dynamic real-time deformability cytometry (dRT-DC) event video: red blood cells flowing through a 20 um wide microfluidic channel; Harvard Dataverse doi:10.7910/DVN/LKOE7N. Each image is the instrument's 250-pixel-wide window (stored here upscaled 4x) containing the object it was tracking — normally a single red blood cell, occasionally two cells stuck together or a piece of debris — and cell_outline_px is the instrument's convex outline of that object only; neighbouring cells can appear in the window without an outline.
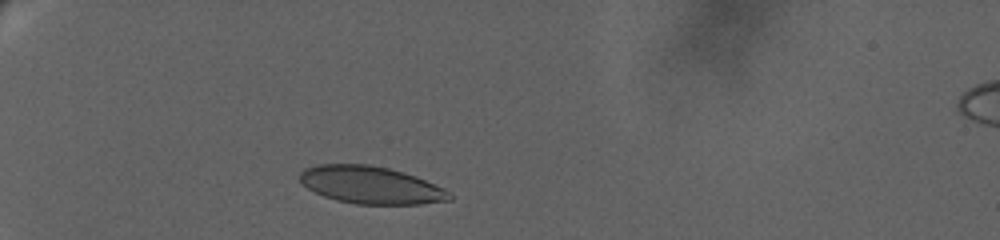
{"species": "human", "species_latin": "Homo sapiens", "temperature_condition": "warm", "stored_images_in_passage": 26, "camera_frame_rate_fps": 3000, "um_per_image_px": 0.085, "donor": {"sex": "female"}, "frame": {"image": 1, "passage_image": 1, "time_ms": 0.0, "image_size_px": [1000, 240], "cell_outline_px": [[452, 200], [420, 204], [356, 204], [336, 200], [324, 196], [308, 188], [300, 180], [300, 172], [304, 168], [316, 164], [368, 164], [388, 168], [404, 172], [416, 176], [444, 188], [452, 192]], "centroid_in_image_um": [31.54, 15.72], "position_along_channel_um": 53.5, "area_um2": 32.77}}
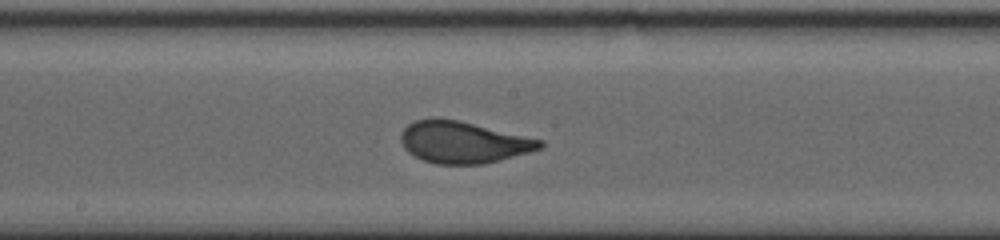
{"frame": {"image": 2, "passage_image": 15, "time_ms": 6.333, "image_size_px": [1000, 240], "cell_outline_px": [[544, 148], [500, 160], [484, 164], [436, 164], [424, 160], [408, 152], [404, 148], [400, 140], [400, 136], [404, 128], [408, 124], [416, 120], [432, 116], [436, 116], [460, 120], [544, 140]], "centroid_in_image_um": [39.38, 12.07], "position_along_channel_um": 208.8, "area_um2": 34.28}}
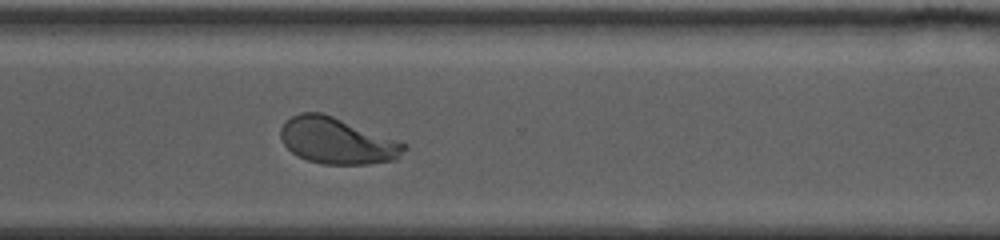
{"frame": {"image": 3, "passage_image": 26, "time_ms": 10.667, "image_size_px": [1000, 240], "cell_outline_px": [[408, 148], [396, 160], [368, 164], [324, 164], [308, 160], [296, 156], [284, 144], [280, 136], [280, 128], [292, 116], [300, 112], [324, 112], [408, 144]], "centroid_in_image_um": [28.68, 11.96], "position_along_channel_um": 341.9, "area_um2": 33.47}}